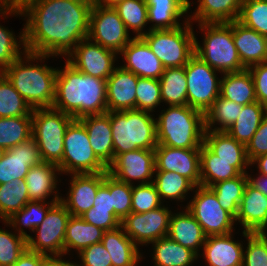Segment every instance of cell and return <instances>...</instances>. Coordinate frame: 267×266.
<instances>
[{"instance_id": "cell-1", "label": "cell", "mask_w": 267, "mask_h": 266, "mask_svg": "<svg viewBox=\"0 0 267 266\" xmlns=\"http://www.w3.org/2000/svg\"><path fill=\"white\" fill-rule=\"evenodd\" d=\"M92 0H40L22 11L25 51L66 57L88 38Z\"/></svg>"}, {"instance_id": "cell-2", "label": "cell", "mask_w": 267, "mask_h": 266, "mask_svg": "<svg viewBox=\"0 0 267 266\" xmlns=\"http://www.w3.org/2000/svg\"><path fill=\"white\" fill-rule=\"evenodd\" d=\"M52 108L74 119L107 113L106 80L84 74L66 61L64 69L57 70Z\"/></svg>"}, {"instance_id": "cell-3", "label": "cell", "mask_w": 267, "mask_h": 266, "mask_svg": "<svg viewBox=\"0 0 267 266\" xmlns=\"http://www.w3.org/2000/svg\"><path fill=\"white\" fill-rule=\"evenodd\" d=\"M23 52L26 61L20 56L2 73L8 78L16 91L25 99L32 109L52 108L55 100L58 69L49 67L46 64L43 66L39 64L28 65L31 61L40 60L42 62L43 59L45 60L50 56L27 51Z\"/></svg>"}, {"instance_id": "cell-4", "label": "cell", "mask_w": 267, "mask_h": 266, "mask_svg": "<svg viewBox=\"0 0 267 266\" xmlns=\"http://www.w3.org/2000/svg\"><path fill=\"white\" fill-rule=\"evenodd\" d=\"M157 143L173 148L200 149L204 143L205 114L188 105L169 106L156 119Z\"/></svg>"}, {"instance_id": "cell-5", "label": "cell", "mask_w": 267, "mask_h": 266, "mask_svg": "<svg viewBox=\"0 0 267 266\" xmlns=\"http://www.w3.org/2000/svg\"><path fill=\"white\" fill-rule=\"evenodd\" d=\"M142 110L108 111L112 130L114 157L137 149L155 150L156 119Z\"/></svg>"}, {"instance_id": "cell-6", "label": "cell", "mask_w": 267, "mask_h": 266, "mask_svg": "<svg viewBox=\"0 0 267 266\" xmlns=\"http://www.w3.org/2000/svg\"><path fill=\"white\" fill-rule=\"evenodd\" d=\"M198 24L205 36L203 46L195 37V55L222 74L246 69L234 45L232 22Z\"/></svg>"}, {"instance_id": "cell-7", "label": "cell", "mask_w": 267, "mask_h": 266, "mask_svg": "<svg viewBox=\"0 0 267 266\" xmlns=\"http://www.w3.org/2000/svg\"><path fill=\"white\" fill-rule=\"evenodd\" d=\"M185 20L184 27L149 30L142 36L164 68L185 66L195 54L192 21L189 16Z\"/></svg>"}, {"instance_id": "cell-8", "label": "cell", "mask_w": 267, "mask_h": 266, "mask_svg": "<svg viewBox=\"0 0 267 266\" xmlns=\"http://www.w3.org/2000/svg\"><path fill=\"white\" fill-rule=\"evenodd\" d=\"M74 120L54 108L32 110V137L37 142L43 162L59 165L64 153V136Z\"/></svg>"}, {"instance_id": "cell-9", "label": "cell", "mask_w": 267, "mask_h": 266, "mask_svg": "<svg viewBox=\"0 0 267 266\" xmlns=\"http://www.w3.org/2000/svg\"><path fill=\"white\" fill-rule=\"evenodd\" d=\"M58 167L60 173L67 174L107 172L91 148L86 128L79 119H74L65 132L64 153Z\"/></svg>"}, {"instance_id": "cell-10", "label": "cell", "mask_w": 267, "mask_h": 266, "mask_svg": "<svg viewBox=\"0 0 267 266\" xmlns=\"http://www.w3.org/2000/svg\"><path fill=\"white\" fill-rule=\"evenodd\" d=\"M187 78V105L203 112L211 108L220 96L221 79L215 69L193 55L184 66Z\"/></svg>"}, {"instance_id": "cell-11", "label": "cell", "mask_w": 267, "mask_h": 266, "mask_svg": "<svg viewBox=\"0 0 267 266\" xmlns=\"http://www.w3.org/2000/svg\"><path fill=\"white\" fill-rule=\"evenodd\" d=\"M186 208L201 225L206 236L232 233L235 217L223 209L215 193L208 187L197 186Z\"/></svg>"}, {"instance_id": "cell-12", "label": "cell", "mask_w": 267, "mask_h": 266, "mask_svg": "<svg viewBox=\"0 0 267 266\" xmlns=\"http://www.w3.org/2000/svg\"><path fill=\"white\" fill-rule=\"evenodd\" d=\"M70 216L61 202L55 203L42 223L34 229L37 238L34 239L31 235L27 238V249L45 256H63L66 226Z\"/></svg>"}, {"instance_id": "cell-13", "label": "cell", "mask_w": 267, "mask_h": 266, "mask_svg": "<svg viewBox=\"0 0 267 266\" xmlns=\"http://www.w3.org/2000/svg\"><path fill=\"white\" fill-rule=\"evenodd\" d=\"M128 32L112 6L92 5L88 35L91 41L119 54L133 39Z\"/></svg>"}, {"instance_id": "cell-14", "label": "cell", "mask_w": 267, "mask_h": 266, "mask_svg": "<svg viewBox=\"0 0 267 266\" xmlns=\"http://www.w3.org/2000/svg\"><path fill=\"white\" fill-rule=\"evenodd\" d=\"M171 213L164 205L145 213L131 212L121 220L120 226L137 246L152 244L168 235Z\"/></svg>"}, {"instance_id": "cell-15", "label": "cell", "mask_w": 267, "mask_h": 266, "mask_svg": "<svg viewBox=\"0 0 267 266\" xmlns=\"http://www.w3.org/2000/svg\"><path fill=\"white\" fill-rule=\"evenodd\" d=\"M117 53L94 43L89 38L81 40L66 59L78 71L105 79L113 73Z\"/></svg>"}, {"instance_id": "cell-16", "label": "cell", "mask_w": 267, "mask_h": 266, "mask_svg": "<svg viewBox=\"0 0 267 266\" xmlns=\"http://www.w3.org/2000/svg\"><path fill=\"white\" fill-rule=\"evenodd\" d=\"M107 172L117 180L127 184L140 180V184L153 182L155 173V152L148 149H137L116 155L107 167Z\"/></svg>"}, {"instance_id": "cell-17", "label": "cell", "mask_w": 267, "mask_h": 266, "mask_svg": "<svg viewBox=\"0 0 267 266\" xmlns=\"http://www.w3.org/2000/svg\"><path fill=\"white\" fill-rule=\"evenodd\" d=\"M155 171H171L187 178L195 187L201 186L200 149L173 148L158 144Z\"/></svg>"}, {"instance_id": "cell-18", "label": "cell", "mask_w": 267, "mask_h": 266, "mask_svg": "<svg viewBox=\"0 0 267 266\" xmlns=\"http://www.w3.org/2000/svg\"><path fill=\"white\" fill-rule=\"evenodd\" d=\"M43 162L37 142L33 137L6 150L0 160V184L24 179L32 166Z\"/></svg>"}, {"instance_id": "cell-19", "label": "cell", "mask_w": 267, "mask_h": 266, "mask_svg": "<svg viewBox=\"0 0 267 266\" xmlns=\"http://www.w3.org/2000/svg\"><path fill=\"white\" fill-rule=\"evenodd\" d=\"M68 197L60 199L73 216H81L91 207L96 199L98 188L104 182V173L71 174Z\"/></svg>"}, {"instance_id": "cell-20", "label": "cell", "mask_w": 267, "mask_h": 266, "mask_svg": "<svg viewBox=\"0 0 267 266\" xmlns=\"http://www.w3.org/2000/svg\"><path fill=\"white\" fill-rule=\"evenodd\" d=\"M124 56L126 64L121 66L140 78L160 79L164 72L161 61L152 52L142 37H133L126 47L119 53Z\"/></svg>"}, {"instance_id": "cell-21", "label": "cell", "mask_w": 267, "mask_h": 266, "mask_svg": "<svg viewBox=\"0 0 267 266\" xmlns=\"http://www.w3.org/2000/svg\"><path fill=\"white\" fill-rule=\"evenodd\" d=\"M138 76L116 67L106 80L107 110L124 111L136 109V86Z\"/></svg>"}, {"instance_id": "cell-22", "label": "cell", "mask_w": 267, "mask_h": 266, "mask_svg": "<svg viewBox=\"0 0 267 266\" xmlns=\"http://www.w3.org/2000/svg\"><path fill=\"white\" fill-rule=\"evenodd\" d=\"M235 221L249 233L267 230V197L249 183L245 186Z\"/></svg>"}, {"instance_id": "cell-23", "label": "cell", "mask_w": 267, "mask_h": 266, "mask_svg": "<svg viewBox=\"0 0 267 266\" xmlns=\"http://www.w3.org/2000/svg\"><path fill=\"white\" fill-rule=\"evenodd\" d=\"M85 126L97 158L108 167L114 159L110 116L107 113L84 116L79 119Z\"/></svg>"}, {"instance_id": "cell-24", "label": "cell", "mask_w": 267, "mask_h": 266, "mask_svg": "<svg viewBox=\"0 0 267 266\" xmlns=\"http://www.w3.org/2000/svg\"><path fill=\"white\" fill-rule=\"evenodd\" d=\"M243 248L232 239V233L206 236L203 257L209 266H242Z\"/></svg>"}, {"instance_id": "cell-25", "label": "cell", "mask_w": 267, "mask_h": 266, "mask_svg": "<svg viewBox=\"0 0 267 266\" xmlns=\"http://www.w3.org/2000/svg\"><path fill=\"white\" fill-rule=\"evenodd\" d=\"M232 33L239 58L246 69L266 62V46L263 35L237 20L232 21Z\"/></svg>"}, {"instance_id": "cell-26", "label": "cell", "mask_w": 267, "mask_h": 266, "mask_svg": "<svg viewBox=\"0 0 267 266\" xmlns=\"http://www.w3.org/2000/svg\"><path fill=\"white\" fill-rule=\"evenodd\" d=\"M204 144L221 160L234 161V167L247 174V166H251L246 155V146L236 141L226 131H205Z\"/></svg>"}, {"instance_id": "cell-27", "label": "cell", "mask_w": 267, "mask_h": 266, "mask_svg": "<svg viewBox=\"0 0 267 266\" xmlns=\"http://www.w3.org/2000/svg\"><path fill=\"white\" fill-rule=\"evenodd\" d=\"M185 210L184 213L183 211L182 213H175V215L172 213L167 236L185 248L192 250L198 256V251L204 245L206 235L189 210L187 208Z\"/></svg>"}, {"instance_id": "cell-28", "label": "cell", "mask_w": 267, "mask_h": 266, "mask_svg": "<svg viewBox=\"0 0 267 266\" xmlns=\"http://www.w3.org/2000/svg\"><path fill=\"white\" fill-rule=\"evenodd\" d=\"M60 172L58 165L53 163L41 162L32 166L25 176L28 195L30 200L45 201L53 192V200H60L61 196L56 194L57 172Z\"/></svg>"}, {"instance_id": "cell-29", "label": "cell", "mask_w": 267, "mask_h": 266, "mask_svg": "<svg viewBox=\"0 0 267 266\" xmlns=\"http://www.w3.org/2000/svg\"><path fill=\"white\" fill-rule=\"evenodd\" d=\"M101 243L109 252L112 266H136L141 259L138 246L119 226L116 229L104 231Z\"/></svg>"}, {"instance_id": "cell-30", "label": "cell", "mask_w": 267, "mask_h": 266, "mask_svg": "<svg viewBox=\"0 0 267 266\" xmlns=\"http://www.w3.org/2000/svg\"><path fill=\"white\" fill-rule=\"evenodd\" d=\"M148 22H155L149 30L173 29L180 27L178 19L188 13L189 0H146Z\"/></svg>"}, {"instance_id": "cell-31", "label": "cell", "mask_w": 267, "mask_h": 266, "mask_svg": "<svg viewBox=\"0 0 267 266\" xmlns=\"http://www.w3.org/2000/svg\"><path fill=\"white\" fill-rule=\"evenodd\" d=\"M195 13L189 18L198 23H230L238 20L244 0H198Z\"/></svg>"}, {"instance_id": "cell-32", "label": "cell", "mask_w": 267, "mask_h": 266, "mask_svg": "<svg viewBox=\"0 0 267 266\" xmlns=\"http://www.w3.org/2000/svg\"><path fill=\"white\" fill-rule=\"evenodd\" d=\"M220 96L241 105L257 101L253 77L248 69L241 72L223 73Z\"/></svg>"}, {"instance_id": "cell-33", "label": "cell", "mask_w": 267, "mask_h": 266, "mask_svg": "<svg viewBox=\"0 0 267 266\" xmlns=\"http://www.w3.org/2000/svg\"><path fill=\"white\" fill-rule=\"evenodd\" d=\"M201 186L211 187L217 182L238 177L241 173L234 161H224L216 156L204 143L200 147Z\"/></svg>"}, {"instance_id": "cell-34", "label": "cell", "mask_w": 267, "mask_h": 266, "mask_svg": "<svg viewBox=\"0 0 267 266\" xmlns=\"http://www.w3.org/2000/svg\"><path fill=\"white\" fill-rule=\"evenodd\" d=\"M103 234L101 228L87 223L80 216L71 215L66 226L64 254L71 249H76L79 253L82 249L101 242Z\"/></svg>"}, {"instance_id": "cell-35", "label": "cell", "mask_w": 267, "mask_h": 266, "mask_svg": "<svg viewBox=\"0 0 267 266\" xmlns=\"http://www.w3.org/2000/svg\"><path fill=\"white\" fill-rule=\"evenodd\" d=\"M266 114L267 108L258 101L243 105L241 114L226 132L236 141L247 146Z\"/></svg>"}, {"instance_id": "cell-36", "label": "cell", "mask_w": 267, "mask_h": 266, "mask_svg": "<svg viewBox=\"0 0 267 266\" xmlns=\"http://www.w3.org/2000/svg\"><path fill=\"white\" fill-rule=\"evenodd\" d=\"M153 243V260L155 266H192L198 256L190 249L185 248L168 236Z\"/></svg>"}, {"instance_id": "cell-37", "label": "cell", "mask_w": 267, "mask_h": 266, "mask_svg": "<svg viewBox=\"0 0 267 266\" xmlns=\"http://www.w3.org/2000/svg\"><path fill=\"white\" fill-rule=\"evenodd\" d=\"M161 88V100L168 106L187 105V78L185 68H165L159 79Z\"/></svg>"}, {"instance_id": "cell-38", "label": "cell", "mask_w": 267, "mask_h": 266, "mask_svg": "<svg viewBox=\"0 0 267 266\" xmlns=\"http://www.w3.org/2000/svg\"><path fill=\"white\" fill-rule=\"evenodd\" d=\"M49 202L50 203L30 200L21 210L15 212L11 217H9L5 223L9 226L12 225L13 228L15 227L14 229L18 231L17 234L27 239L30 234H27V232H25L21 227H27L34 232V229L38 227L45 219L48 210L55 203L60 202V200L52 199V201Z\"/></svg>"}, {"instance_id": "cell-39", "label": "cell", "mask_w": 267, "mask_h": 266, "mask_svg": "<svg viewBox=\"0 0 267 266\" xmlns=\"http://www.w3.org/2000/svg\"><path fill=\"white\" fill-rule=\"evenodd\" d=\"M247 183V174H240L238 177L217 182L209 188L217 196L221 207L236 218Z\"/></svg>"}, {"instance_id": "cell-40", "label": "cell", "mask_w": 267, "mask_h": 266, "mask_svg": "<svg viewBox=\"0 0 267 266\" xmlns=\"http://www.w3.org/2000/svg\"><path fill=\"white\" fill-rule=\"evenodd\" d=\"M30 201L25 179L0 184V218L4 222Z\"/></svg>"}, {"instance_id": "cell-41", "label": "cell", "mask_w": 267, "mask_h": 266, "mask_svg": "<svg viewBox=\"0 0 267 266\" xmlns=\"http://www.w3.org/2000/svg\"><path fill=\"white\" fill-rule=\"evenodd\" d=\"M243 105L229 101L219 96L211 108L205 113V129L209 131L228 130L241 114ZM219 124L220 127H214L213 124Z\"/></svg>"}, {"instance_id": "cell-42", "label": "cell", "mask_w": 267, "mask_h": 266, "mask_svg": "<svg viewBox=\"0 0 267 266\" xmlns=\"http://www.w3.org/2000/svg\"><path fill=\"white\" fill-rule=\"evenodd\" d=\"M32 137V116L0 118V146L6 150Z\"/></svg>"}, {"instance_id": "cell-43", "label": "cell", "mask_w": 267, "mask_h": 266, "mask_svg": "<svg viewBox=\"0 0 267 266\" xmlns=\"http://www.w3.org/2000/svg\"><path fill=\"white\" fill-rule=\"evenodd\" d=\"M153 183L159 193L161 201L166 199L184 200L188 191L196 187L185 177L171 171H155ZM164 198V199H163Z\"/></svg>"}, {"instance_id": "cell-44", "label": "cell", "mask_w": 267, "mask_h": 266, "mask_svg": "<svg viewBox=\"0 0 267 266\" xmlns=\"http://www.w3.org/2000/svg\"><path fill=\"white\" fill-rule=\"evenodd\" d=\"M32 108L0 72V118L32 116Z\"/></svg>"}, {"instance_id": "cell-45", "label": "cell", "mask_w": 267, "mask_h": 266, "mask_svg": "<svg viewBox=\"0 0 267 266\" xmlns=\"http://www.w3.org/2000/svg\"><path fill=\"white\" fill-rule=\"evenodd\" d=\"M113 8L124 22L127 30L132 29L134 33L136 32L135 37H142L145 34L143 28L148 24L146 0H122Z\"/></svg>"}, {"instance_id": "cell-46", "label": "cell", "mask_w": 267, "mask_h": 266, "mask_svg": "<svg viewBox=\"0 0 267 266\" xmlns=\"http://www.w3.org/2000/svg\"><path fill=\"white\" fill-rule=\"evenodd\" d=\"M237 21L266 36L267 0H244Z\"/></svg>"}, {"instance_id": "cell-47", "label": "cell", "mask_w": 267, "mask_h": 266, "mask_svg": "<svg viewBox=\"0 0 267 266\" xmlns=\"http://www.w3.org/2000/svg\"><path fill=\"white\" fill-rule=\"evenodd\" d=\"M136 88V110L153 112L162 102L158 79L139 77Z\"/></svg>"}, {"instance_id": "cell-48", "label": "cell", "mask_w": 267, "mask_h": 266, "mask_svg": "<svg viewBox=\"0 0 267 266\" xmlns=\"http://www.w3.org/2000/svg\"><path fill=\"white\" fill-rule=\"evenodd\" d=\"M247 238V249L243 254L242 266H267V233H249L243 231Z\"/></svg>"}, {"instance_id": "cell-49", "label": "cell", "mask_w": 267, "mask_h": 266, "mask_svg": "<svg viewBox=\"0 0 267 266\" xmlns=\"http://www.w3.org/2000/svg\"><path fill=\"white\" fill-rule=\"evenodd\" d=\"M27 249V239L0 229V266H12Z\"/></svg>"}, {"instance_id": "cell-50", "label": "cell", "mask_w": 267, "mask_h": 266, "mask_svg": "<svg viewBox=\"0 0 267 266\" xmlns=\"http://www.w3.org/2000/svg\"><path fill=\"white\" fill-rule=\"evenodd\" d=\"M162 206L159 193L153 182L147 184H132L131 207L133 213H145Z\"/></svg>"}, {"instance_id": "cell-51", "label": "cell", "mask_w": 267, "mask_h": 266, "mask_svg": "<svg viewBox=\"0 0 267 266\" xmlns=\"http://www.w3.org/2000/svg\"><path fill=\"white\" fill-rule=\"evenodd\" d=\"M19 39L18 43L12 31L0 25V72H3L12 62L23 55L20 51V45H23L25 51L24 31L20 32Z\"/></svg>"}, {"instance_id": "cell-52", "label": "cell", "mask_w": 267, "mask_h": 266, "mask_svg": "<svg viewBox=\"0 0 267 266\" xmlns=\"http://www.w3.org/2000/svg\"><path fill=\"white\" fill-rule=\"evenodd\" d=\"M110 196L114 213L121 221L132 212V185L110 175Z\"/></svg>"}, {"instance_id": "cell-53", "label": "cell", "mask_w": 267, "mask_h": 266, "mask_svg": "<svg viewBox=\"0 0 267 266\" xmlns=\"http://www.w3.org/2000/svg\"><path fill=\"white\" fill-rule=\"evenodd\" d=\"M87 223L93 224L104 231L113 230L120 226V220L114 210L94 209L91 207L80 216Z\"/></svg>"}, {"instance_id": "cell-54", "label": "cell", "mask_w": 267, "mask_h": 266, "mask_svg": "<svg viewBox=\"0 0 267 266\" xmlns=\"http://www.w3.org/2000/svg\"><path fill=\"white\" fill-rule=\"evenodd\" d=\"M79 256L82 263L78 266H112L109 252L101 242L82 249Z\"/></svg>"}, {"instance_id": "cell-55", "label": "cell", "mask_w": 267, "mask_h": 266, "mask_svg": "<svg viewBox=\"0 0 267 266\" xmlns=\"http://www.w3.org/2000/svg\"><path fill=\"white\" fill-rule=\"evenodd\" d=\"M263 154H267V114L263 117L258 130L246 146L249 162Z\"/></svg>"}, {"instance_id": "cell-56", "label": "cell", "mask_w": 267, "mask_h": 266, "mask_svg": "<svg viewBox=\"0 0 267 266\" xmlns=\"http://www.w3.org/2000/svg\"><path fill=\"white\" fill-rule=\"evenodd\" d=\"M255 86L257 101L267 108V61L248 68Z\"/></svg>"}, {"instance_id": "cell-57", "label": "cell", "mask_w": 267, "mask_h": 266, "mask_svg": "<svg viewBox=\"0 0 267 266\" xmlns=\"http://www.w3.org/2000/svg\"><path fill=\"white\" fill-rule=\"evenodd\" d=\"M94 209L114 210L110 196V174L104 172V182L98 188L96 199L93 202Z\"/></svg>"}, {"instance_id": "cell-58", "label": "cell", "mask_w": 267, "mask_h": 266, "mask_svg": "<svg viewBox=\"0 0 267 266\" xmlns=\"http://www.w3.org/2000/svg\"><path fill=\"white\" fill-rule=\"evenodd\" d=\"M46 256L26 249L12 266H42Z\"/></svg>"}, {"instance_id": "cell-59", "label": "cell", "mask_w": 267, "mask_h": 266, "mask_svg": "<svg viewBox=\"0 0 267 266\" xmlns=\"http://www.w3.org/2000/svg\"><path fill=\"white\" fill-rule=\"evenodd\" d=\"M37 1L40 0H5V9L13 12H22Z\"/></svg>"}, {"instance_id": "cell-60", "label": "cell", "mask_w": 267, "mask_h": 266, "mask_svg": "<svg viewBox=\"0 0 267 266\" xmlns=\"http://www.w3.org/2000/svg\"><path fill=\"white\" fill-rule=\"evenodd\" d=\"M248 183L254 188L258 189L267 197V176L260 174L257 178H252L247 173Z\"/></svg>"}, {"instance_id": "cell-61", "label": "cell", "mask_w": 267, "mask_h": 266, "mask_svg": "<svg viewBox=\"0 0 267 266\" xmlns=\"http://www.w3.org/2000/svg\"><path fill=\"white\" fill-rule=\"evenodd\" d=\"M42 266H78V264L65 261L64 259L62 260V255H60L46 256L43 260Z\"/></svg>"}, {"instance_id": "cell-62", "label": "cell", "mask_w": 267, "mask_h": 266, "mask_svg": "<svg viewBox=\"0 0 267 266\" xmlns=\"http://www.w3.org/2000/svg\"><path fill=\"white\" fill-rule=\"evenodd\" d=\"M255 163L259 169V174L267 176V154L260 155L257 158L253 159L250 162V165H253Z\"/></svg>"}, {"instance_id": "cell-63", "label": "cell", "mask_w": 267, "mask_h": 266, "mask_svg": "<svg viewBox=\"0 0 267 266\" xmlns=\"http://www.w3.org/2000/svg\"><path fill=\"white\" fill-rule=\"evenodd\" d=\"M3 14L4 16H8L9 15H20L22 16V12H13V11H9L7 9H5V0H0V15ZM6 14V15H5Z\"/></svg>"}, {"instance_id": "cell-64", "label": "cell", "mask_w": 267, "mask_h": 266, "mask_svg": "<svg viewBox=\"0 0 267 266\" xmlns=\"http://www.w3.org/2000/svg\"><path fill=\"white\" fill-rule=\"evenodd\" d=\"M120 1L122 0H92L93 4L112 7Z\"/></svg>"}, {"instance_id": "cell-65", "label": "cell", "mask_w": 267, "mask_h": 266, "mask_svg": "<svg viewBox=\"0 0 267 266\" xmlns=\"http://www.w3.org/2000/svg\"><path fill=\"white\" fill-rule=\"evenodd\" d=\"M6 149L0 146V160L5 155Z\"/></svg>"}, {"instance_id": "cell-66", "label": "cell", "mask_w": 267, "mask_h": 266, "mask_svg": "<svg viewBox=\"0 0 267 266\" xmlns=\"http://www.w3.org/2000/svg\"><path fill=\"white\" fill-rule=\"evenodd\" d=\"M265 39V46H266V61H267V35L264 36Z\"/></svg>"}]
</instances>
